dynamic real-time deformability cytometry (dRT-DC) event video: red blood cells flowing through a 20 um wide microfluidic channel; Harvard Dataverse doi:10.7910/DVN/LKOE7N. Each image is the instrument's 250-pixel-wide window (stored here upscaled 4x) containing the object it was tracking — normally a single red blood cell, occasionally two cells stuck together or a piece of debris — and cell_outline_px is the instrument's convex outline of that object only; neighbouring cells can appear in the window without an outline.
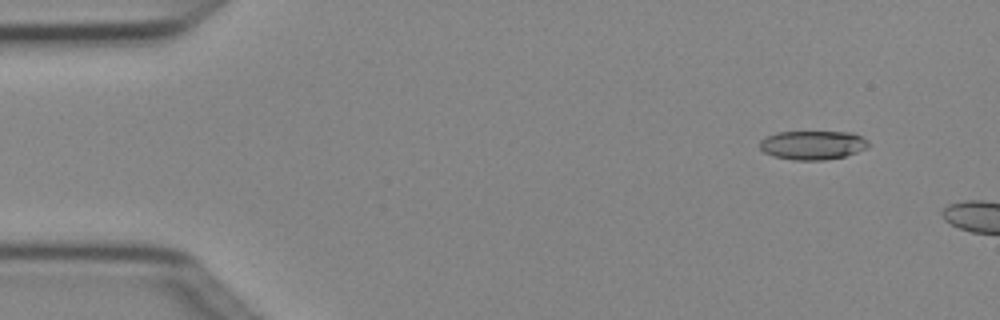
{"species": "Egyptian fruit bat (a non-hibernating species)", "species_latin": "Rousettus aegyptiacus", "temperature_condition": "cold", "stored_images_in_passage": 5, "camera_frame_rate_fps": 3000, "um_per_image_px": 0.085, "animal": {"sex": "female"}, "frame": {"image": 1, "passage_image": 2, "time_ms": 0.333, "image_size_px": [1000, 320], "cell_outline_px": [[868, 148], [844, 156], [824, 160], [792, 160], [772, 156], [764, 152], [760, 148], [760, 140], [764, 136], [776, 132], [852, 132], [868, 140]], "centroid_in_image_um": [69.04, 12.33], "position_along_channel_um": 16.0, "area_um2": 18.44}}